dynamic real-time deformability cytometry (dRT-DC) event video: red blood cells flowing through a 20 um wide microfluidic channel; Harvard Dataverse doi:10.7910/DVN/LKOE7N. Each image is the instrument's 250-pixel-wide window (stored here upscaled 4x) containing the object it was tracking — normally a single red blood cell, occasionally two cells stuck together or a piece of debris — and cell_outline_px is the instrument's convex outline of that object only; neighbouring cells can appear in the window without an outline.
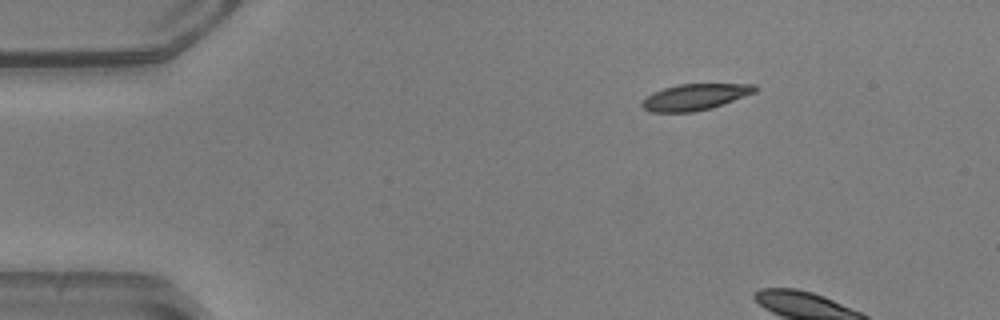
{"species": "common noctule bat (a hibernating species)", "species_latin": "Nyctalus noctula", "temperature_condition": "warm", "stored_images_in_passage": 4, "camera_frame_rate_fps": 3000, "um_per_image_px": 0.085, "animal": {"sex": "male", "body_mass_g": 20.5, "forearm_length_mm": 52.5}, "frame": {"image": 1, "passage_image": 1, "time_ms": 0.0, "image_size_px": [1000, 320], "cell_outline_px": [[760, 88], [756, 92], [724, 104], [712, 108], [692, 112], [652, 112], [644, 108], [640, 104], [652, 92], [676, 84], [756, 84]], "centroid_in_image_um": [59.12, 8.24], "position_along_channel_um": 25.9, "area_um2": 17.34}}